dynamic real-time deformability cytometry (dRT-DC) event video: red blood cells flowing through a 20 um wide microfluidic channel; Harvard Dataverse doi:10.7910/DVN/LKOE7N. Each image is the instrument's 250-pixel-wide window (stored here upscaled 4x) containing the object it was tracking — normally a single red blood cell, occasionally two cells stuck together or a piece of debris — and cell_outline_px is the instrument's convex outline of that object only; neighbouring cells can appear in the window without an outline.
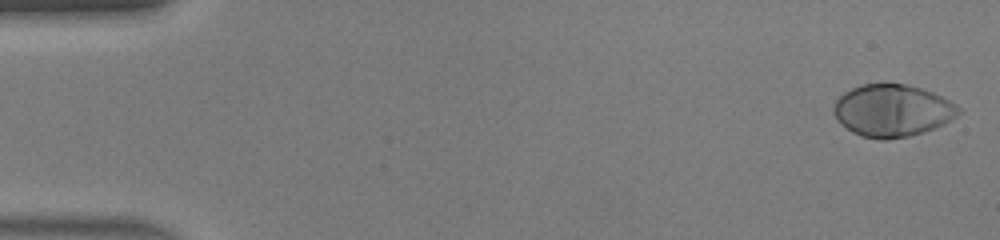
{"species": "human", "species_latin": "Homo sapiens", "temperature_condition": "warm", "stored_images_in_passage": 46, "camera_frame_rate_fps": 3000, "um_per_image_px": 0.085, "donor": {"sex": "male"}, "frame": {"image": 1, "passage_image": 1, "time_ms": 0.0, "image_size_px": [1000, 240], "cell_outline_px": [[964, 112], [952, 120], [944, 124], [924, 132], [908, 136], [888, 140], [880, 140], [860, 136], [852, 132], [840, 124], [832, 112], [832, 108], [836, 100], [844, 92], [852, 88], [864, 84], [908, 84], [932, 92], [956, 104]], "centroid_in_image_um": [75.85, 9.41], "position_along_channel_um": 9.1, "area_um2": 38.32}}
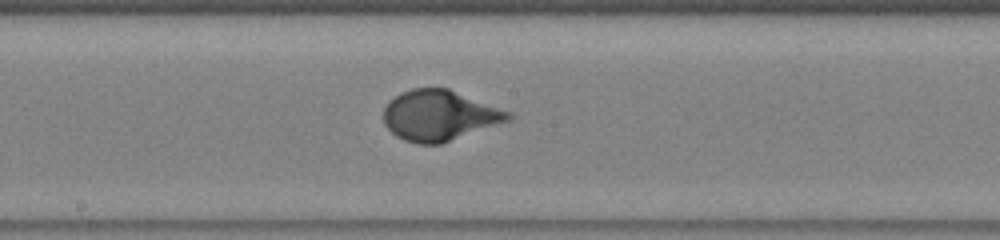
{"frame": {"image": 2, "passage_image": 25, "time_ms": 8.0, "image_size_px": [1000, 240], "cell_outline_px": [[512, 116], [508, 120], [440, 144], [416, 144], [404, 140], [396, 136], [384, 124], [384, 108], [388, 100], [400, 92], [412, 88], [448, 88], [512, 112]], "centroid_in_image_um": [37.3, 9.8], "position_along_channel_um": 210.9, "area_um2": 36.53}}
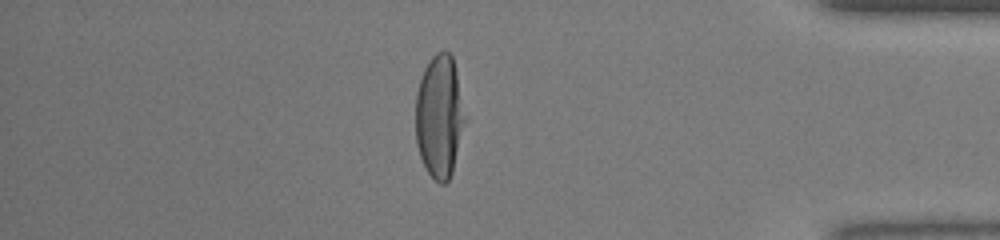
{"frame": {"image": 3, "passage_image": 40, "time_ms": 13.0, "image_size_px": [1000, 240], "cell_outline_px": [[468, 120], [452, 172], [448, 180], [444, 184], [440, 184], [428, 172], [420, 156], [416, 144], [416, 92], [424, 68], [432, 56], [436, 52], [444, 48], [452, 56], [468, 116]], "centroid_in_image_um": [37.4, 9.87], "position_along_channel_um": 397.8, "area_um2": 36.18}}